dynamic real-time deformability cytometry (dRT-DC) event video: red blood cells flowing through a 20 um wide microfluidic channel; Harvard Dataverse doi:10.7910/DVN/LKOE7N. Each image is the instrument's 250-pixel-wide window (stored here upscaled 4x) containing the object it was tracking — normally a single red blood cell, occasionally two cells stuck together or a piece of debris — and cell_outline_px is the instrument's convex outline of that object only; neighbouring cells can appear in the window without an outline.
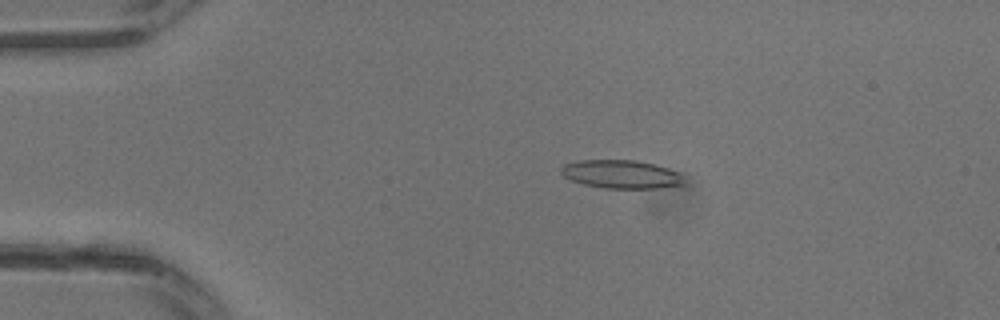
{"species": "common noctule bat (a hibernating species)", "species_latin": "Nyctalus noctula", "temperature_condition": "warm", "stored_images_in_passage": 18, "camera_frame_rate_fps": 3000, "um_per_image_px": 0.085, "animal": {"sex": "male", "body_mass_g": 13.3}, "frame": {"image": 1, "passage_image": 7, "time_ms": 2.0, "image_size_px": [1000, 320], "cell_outline_px": [[688, 184], [656, 188], [604, 188], [584, 184], [572, 180], [564, 176], [560, 172], [560, 168], [564, 164], [576, 160], [636, 160], [668, 168], [680, 172]], "centroid_in_image_um": [52.83, 14.81], "position_along_channel_um": 32.2, "area_um2": 20.46}}
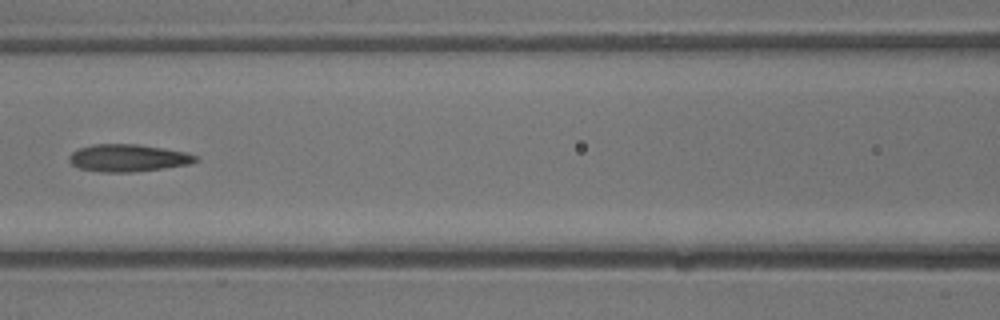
{"frame": {"image": 2, "passage_image": 15, "time_ms": 4.667, "image_size_px": [1000, 320], "cell_outline_px": [[200, 160], [192, 164], [164, 168], [132, 172], [104, 172], [80, 168], [72, 164], [68, 160], [68, 156], [72, 152], [80, 148], [92, 144], [136, 144], [188, 152], [196, 156]], "centroid_in_image_um": [10.92, 13.42], "position_along_channel_um": 155.7, "area_um2": 20.17}}
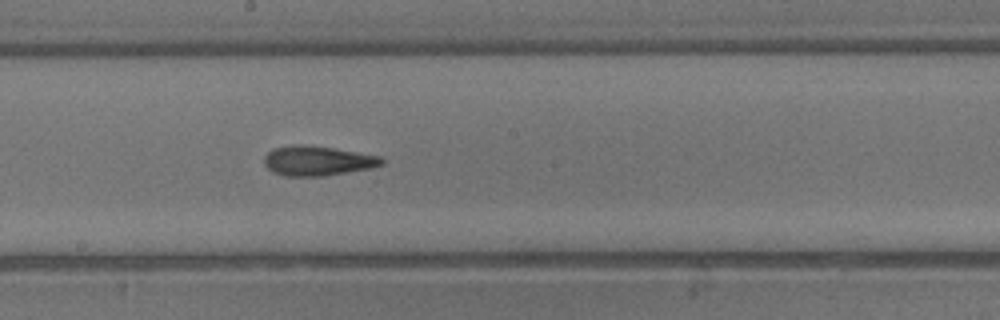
{"frame": {"image": 3, "passage_image": 18, "time_ms": 5.667, "image_size_px": [1000, 320], "cell_outline_px": [[384, 164], [372, 168], [324, 176], [284, 176], [272, 172], [264, 164], [264, 156], [268, 152], [276, 148], [296, 144], [332, 148], [380, 156], [384, 160]], "centroid_in_image_um": [26.99, 13.68], "position_along_channel_um": 221.2, "area_um2": 20.23}}